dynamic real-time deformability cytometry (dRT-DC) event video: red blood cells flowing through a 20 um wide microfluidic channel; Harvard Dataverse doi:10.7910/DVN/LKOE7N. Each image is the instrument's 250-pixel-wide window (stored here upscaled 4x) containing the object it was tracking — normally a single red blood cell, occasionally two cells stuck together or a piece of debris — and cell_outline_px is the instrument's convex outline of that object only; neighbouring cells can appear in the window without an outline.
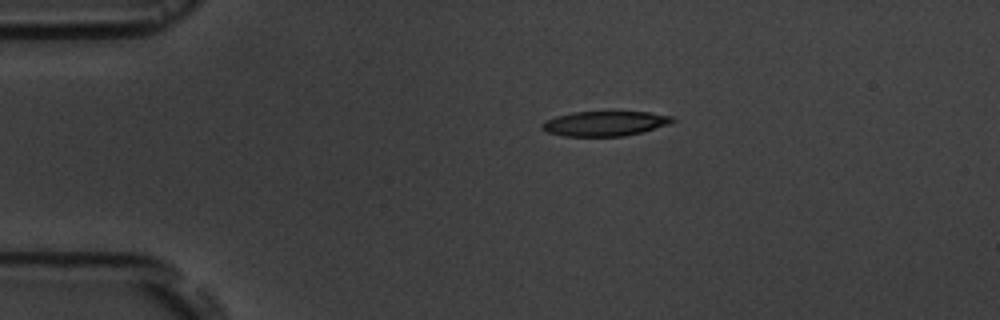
{"species": "common noctule bat (a hibernating species)", "species_latin": "Nyctalus noctula", "temperature_condition": "room temperature", "stored_images_in_passage": 14, "camera_frame_rate_fps": 3000, "um_per_image_px": 0.085, "animal": {"sex": "male", "body_mass_g": 19.5, "forearm_length_mm": 54.6}, "frame": {"image": 1, "passage_image": 1, "time_ms": 0.0, "image_size_px": [1000, 320], "cell_outline_px": [[676, 120], [668, 124], [640, 132], [624, 136], [564, 136], [548, 132], [540, 128], [540, 124], [544, 120], [556, 116], [572, 112], [648, 112], [672, 116]], "centroid_in_image_um": [51.35, 10.49], "position_along_channel_um": 33.6, "area_um2": 18.79}}
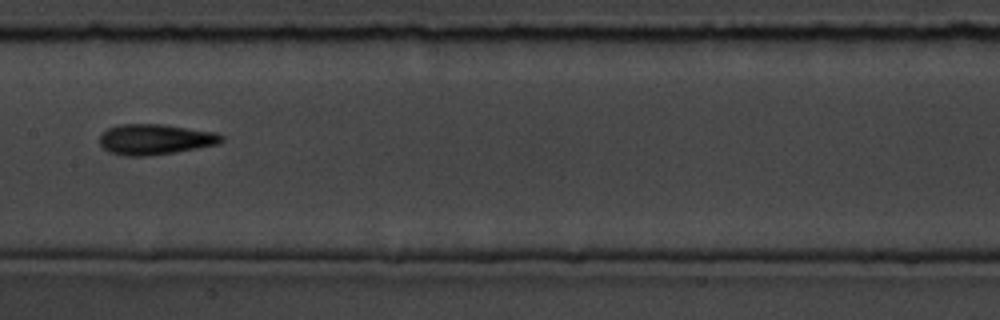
{"frame": {"image": 2, "passage_image": 6, "time_ms": 5.667, "image_size_px": [1000, 320], "cell_outline_px": [[224, 140], [220, 144], [172, 152], [144, 156], [128, 156], [108, 152], [100, 144], [100, 136], [108, 128], [120, 124], [164, 124], [216, 132], [224, 136]], "centroid_in_image_um": [13.21, 11.83], "position_along_channel_um": 194.2, "area_um2": 21.62}}
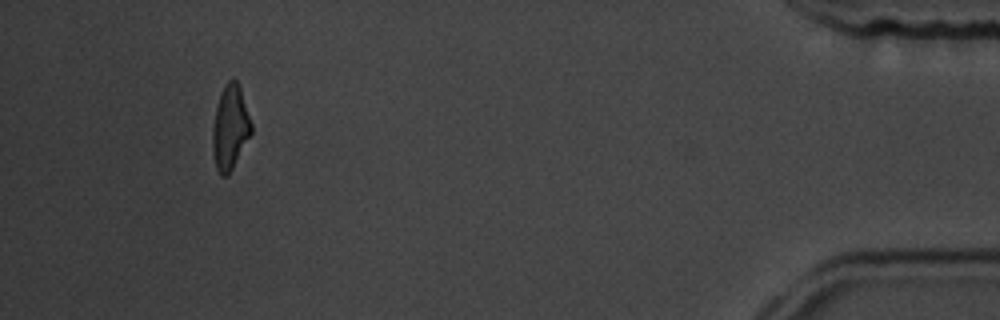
{"frame": {"image": 3, "passage_image": 13, "time_ms": 13.667, "image_size_px": [1000, 320], "cell_outline_px": [[252, 132], [228, 176], [220, 176], [216, 168], [212, 152], [212, 128], [216, 108], [220, 96], [228, 80], [232, 76], [240, 84], [252, 124]], "centroid_in_image_um": [19.56, 10.84], "position_along_channel_um": 415.6, "area_um2": 19.13}, "authors_computed_cell_mechanics": {"area_um2": 19.7965, "velocity_mm_per_s": 3.624, "shape_relaxation_time_tau1_ms": 5.2262, "shape_relaxation_time_tau2_ms": 2.1441, "deformation_change_tau1": 0.1867, "deformation_change_tau2": 0.1033}}